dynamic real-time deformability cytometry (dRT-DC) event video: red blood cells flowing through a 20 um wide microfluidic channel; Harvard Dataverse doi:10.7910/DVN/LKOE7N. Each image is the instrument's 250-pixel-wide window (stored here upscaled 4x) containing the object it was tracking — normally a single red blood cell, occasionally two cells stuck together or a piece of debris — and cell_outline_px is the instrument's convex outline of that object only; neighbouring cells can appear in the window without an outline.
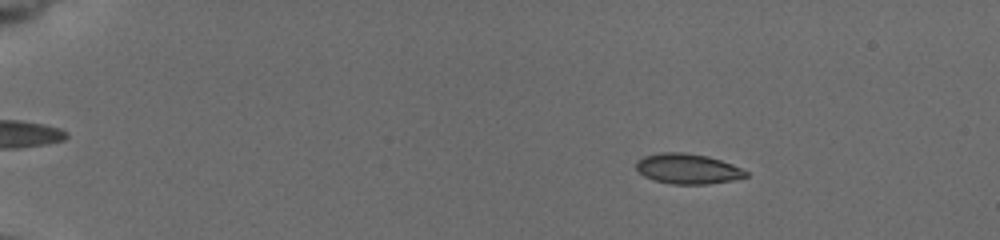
{"species": "common noctule bat (a hibernating species)", "species_latin": "Nyctalus noctula", "temperature_condition": "cold", "stored_images_in_passage": 22, "camera_frame_rate_fps": 3000, "um_per_image_px": 0.085, "animal": {"sex": "female", "body_mass_g": 19.5, "forearm_length_mm": 54.1}, "frame": {"image": 1, "passage_image": 12, "time_ms": 3.0, "image_size_px": [1000, 240], "cell_outline_px": [[748, 176], [732, 180], [708, 184], [672, 184], [656, 180], [644, 176], [636, 168], [636, 160], [644, 156], [660, 152], [680, 152], [708, 156], [732, 164], [748, 172]], "centroid_in_image_um": [58.44, 14.34], "position_along_channel_um": 26.6, "area_um2": 19.19}}